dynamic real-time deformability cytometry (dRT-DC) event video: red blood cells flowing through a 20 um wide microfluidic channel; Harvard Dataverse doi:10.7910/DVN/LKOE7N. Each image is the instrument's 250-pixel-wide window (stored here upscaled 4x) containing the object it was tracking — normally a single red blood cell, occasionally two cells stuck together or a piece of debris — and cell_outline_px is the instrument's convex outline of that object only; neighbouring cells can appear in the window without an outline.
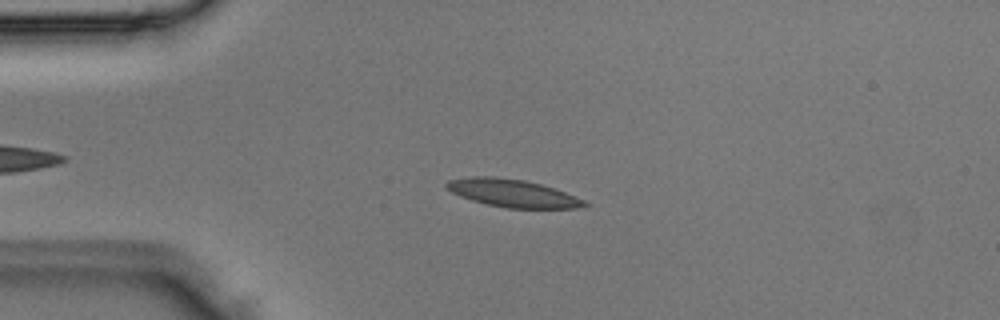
{"species": "Egyptian fruit bat (a non-hibernating species)", "species_latin": "Rousettus aegyptiacus", "temperature_condition": "room temperature", "stored_images_in_passage": 2, "camera_frame_rate_fps": 3000, "um_per_image_px": 0.085, "animal": {"sex": "male"}, "frame": {"image": 1, "passage_image": 2, "time_ms": 0.333, "image_size_px": [1000, 320], "cell_outline_px": [[592, 204], [584, 208], [504, 208], [472, 200], [460, 196], [452, 192], [444, 184], [448, 180], [472, 176], [496, 176], [524, 180], [540, 184], [564, 192], [584, 200]], "centroid_in_image_um": [43.59, 16.42], "position_along_channel_um": 41.4, "area_um2": 22.25}}